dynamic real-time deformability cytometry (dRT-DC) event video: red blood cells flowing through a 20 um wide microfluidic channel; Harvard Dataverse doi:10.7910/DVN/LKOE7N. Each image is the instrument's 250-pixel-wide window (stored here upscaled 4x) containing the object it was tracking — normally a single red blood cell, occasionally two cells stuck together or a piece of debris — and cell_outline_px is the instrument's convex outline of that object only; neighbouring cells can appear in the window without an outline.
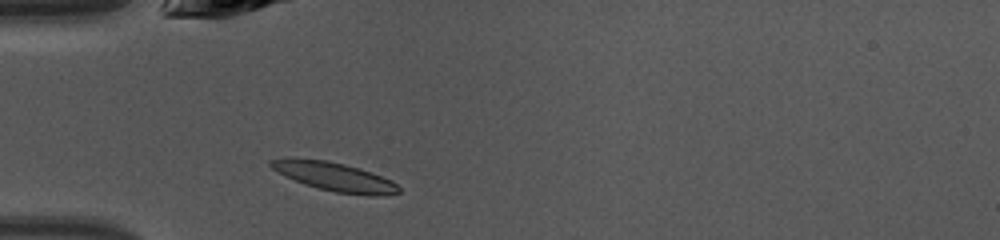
{"species": "common noctule bat (a hibernating species)", "species_latin": "Nyctalus noctula", "temperature_condition": "warm", "stored_images_in_passage": 35, "camera_frame_rate_fps": 3000, "um_per_image_px": 0.085, "animal": {"sex": "female", "body_mass_g": 10.0, "forearm_length_mm": 53.1}, "frame": {"image": 1, "passage_image": 3, "time_ms": 0.667, "image_size_px": [1000, 240], "cell_outline_px": [[400, 192], [380, 196], [368, 196], [336, 192], [304, 184], [284, 176], [272, 168], [268, 164], [268, 160], [288, 156], [328, 160], [360, 168], [392, 180], [400, 188]], "centroid_in_image_um": [28.38, 14.99], "position_along_channel_um": 56.6, "area_um2": 21.79}}
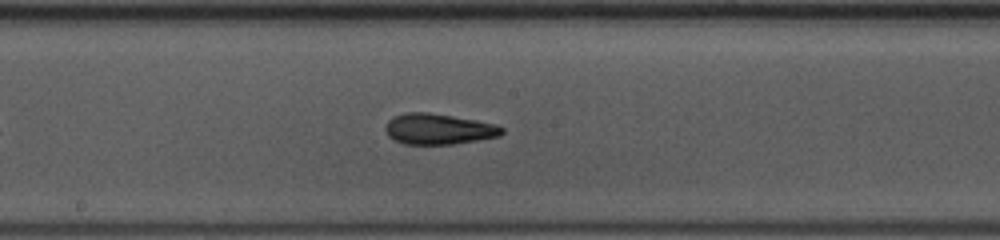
{"frame": {"image": 2, "passage_image": 14, "time_ms": 4.333, "image_size_px": [1000, 240], "cell_outline_px": [[504, 132], [500, 136], [452, 144], [404, 144], [388, 136], [384, 128], [388, 120], [392, 116], [404, 112], [428, 112], [452, 116], [496, 124], [504, 128]], "centroid_in_image_um": [37.24, 10.96], "position_along_channel_um": 211.0, "area_um2": 20.87}}
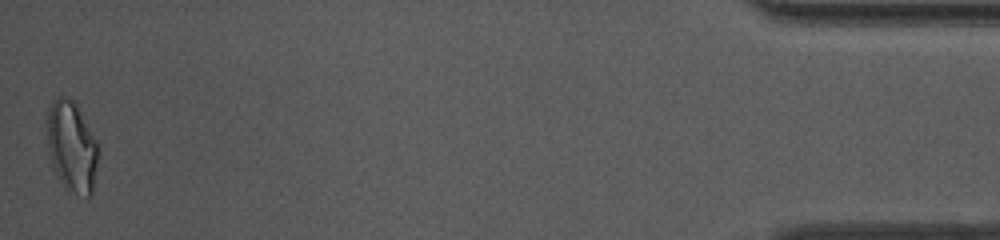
{"frame": {"image": 3, "passage_image": 35, "time_ms": 11.333, "image_size_px": [1000, 240], "cell_outline_px": [[100, 148], [92, 196], [88, 200], [64, 188], [52, 164], [48, 152], [48, 108], [52, 100], [60, 96], [68, 96], [76, 104], [96, 140]], "centroid_in_image_um": [6.13, 12.51], "position_along_channel_um": 429.1, "area_um2": 27.34}, "authors_computed_cell_mechanics": {"area_um2": 20.7502, "velocity_mm_per_s": 4.3366, "shape_relaxation_time_tau1_ms": 7.8927, "shape_relaxation_time_tau2_ms": 2.457, "deformation_change_tau1": 0.2619, "deformation_change_tau2": 0.1051}}